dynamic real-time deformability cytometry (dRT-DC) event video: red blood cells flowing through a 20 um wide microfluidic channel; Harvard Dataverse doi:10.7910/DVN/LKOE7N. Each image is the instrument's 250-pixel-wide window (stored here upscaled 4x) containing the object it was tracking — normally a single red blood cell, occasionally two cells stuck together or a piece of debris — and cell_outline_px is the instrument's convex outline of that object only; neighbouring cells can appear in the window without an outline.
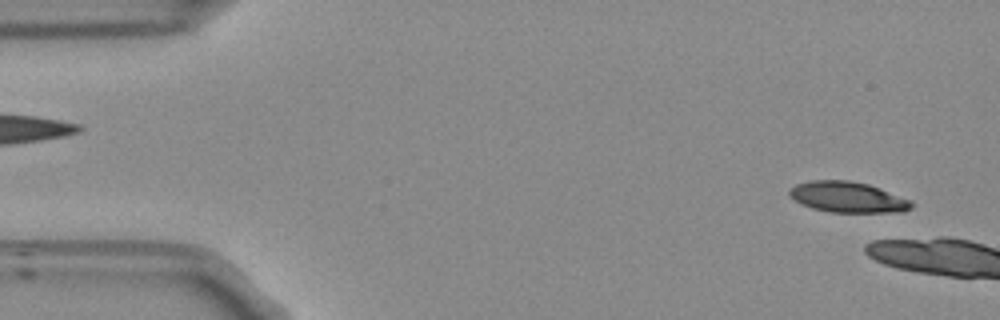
{"species": "Egyptian fruit bat (a non-hibernating species)", "species_latin": "Rousettus aegyptiacus", "temperature_condition": "room temperature", "stored_images_in_passage": 5, "camera_frame_rate_fps": 3000, "um_per_image_px": 0.085, "frame": {"image": 1, "passage_image": 2, "time_ms": 0.333, "image_size_px": [1000, 320], "cell_outline_px": [[912, 208], [904, 212], [832, 212], [812, 208], [788, 196], [788, 188], [796, 184], [812, 180], [848, 180], [868, 184], [880, 188], [908, 200], [912, 204]], "centroid_in_image_um": [72.01, 16.75], "position_along_channel_um": 13.0, "area_um2": 21.68}}